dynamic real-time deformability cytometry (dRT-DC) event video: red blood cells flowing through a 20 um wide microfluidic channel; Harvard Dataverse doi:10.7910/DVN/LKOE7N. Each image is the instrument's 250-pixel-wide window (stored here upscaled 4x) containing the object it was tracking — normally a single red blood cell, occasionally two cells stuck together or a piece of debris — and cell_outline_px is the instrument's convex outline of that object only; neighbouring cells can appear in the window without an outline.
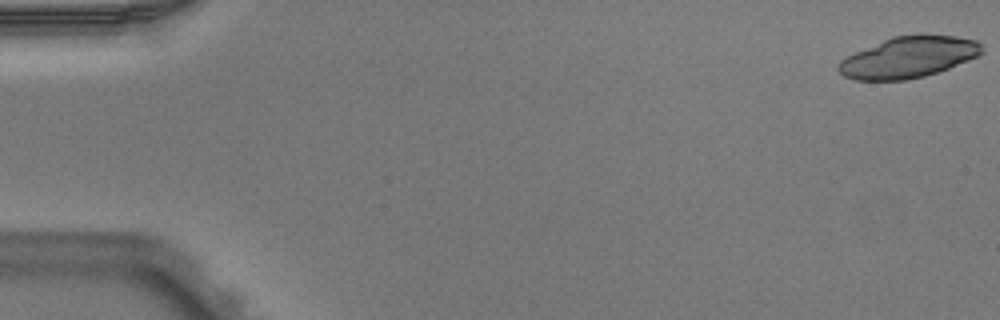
{"species": "Egyptian fruit bat (a non-hibernating species)", "species_latin": "Rousettus aegyptiacus", "temperature_condition": "warm", "stored_images_in_passage": 5, "camera_frame_rate_fps": 3000, "um_per_image_px": 0.085, "animal": {"sex": "male"}, "frame": {"image": 1, "passage_image": 1, "time_ms": 0.0, "image_size_px": [1000, 320], "cell_outline_px": [[984, 52], [980, 56], [948, 68], [924, 76], [904, 80], [856, 80], [844, 76], [836, 68], [840, 60], [856, 52], [892, 36], [956, 36], [976, 40], [980, 44]], "centroid_in_image_um": [77.23, 4.88], "position_along_channel_um": 7.8, "area_um2": 33.81}}
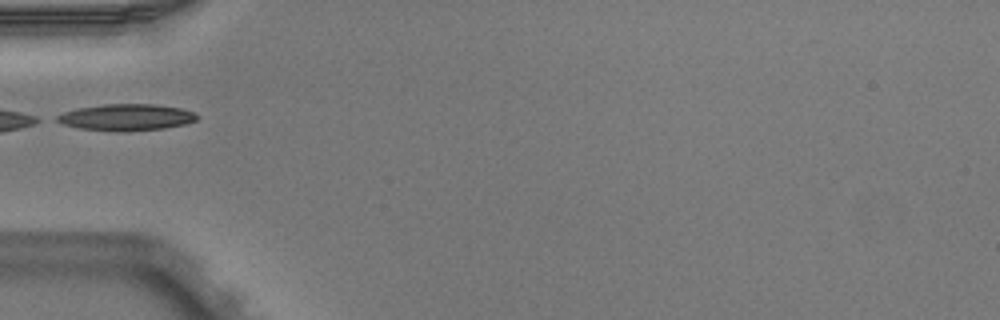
{"frame": {"image": 2, "passage_image": 5, "time_ms": 1.333, "image_size_px": [1000, 320], "cell_outline_px": [[196, 120], [184, 124], [164, 128], [124, 132], [120, 132], [80, 128], [64, 124], [56, 120], [56, 116], [64, 112], [76, 108], [104, 104], [156, 104], [180, 108], [192, 112], [196, 116]], "centroid_in_image_um": [10.71, 9.97], "position_along_channel_um": 74.3, "area_um2": 21.5}}